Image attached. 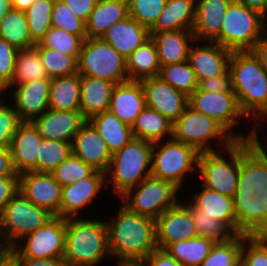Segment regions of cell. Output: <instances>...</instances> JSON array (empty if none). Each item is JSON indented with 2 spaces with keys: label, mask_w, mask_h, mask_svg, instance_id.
Returning a JSON list of instances; mask_svg holds the SVG:
<instances>
[{
  "label": "cell",
  "mask_w": 267,
  "mask_h": 266,
  "mask_svg": "<svg viewBox=\"0 0 267 266\" xmlns=\"http://www.w3.org/2000/svg\"><path fill=\"white\" fill-rule=\"evenodd\" d=\"M19 191L39 208L60 217L62 186L51 173L30 171L19 174Z\"/></svg>",
  "instance_id": "cell-14"
},
{
  "label": "cell",
  "mask_w": 267,
  "mask_h": 266,
  "mask_svg": "<svg viewBox=\"0 0 267 266\" xmlns=\"http://www.w3.org/2000/svg\"><path fill=\"white\" fill-rule=\"evenodd\" d=\"M241 266H267V235H244Z\"/></svg>",
  "instance_id": "cell-50"
},
{
  "label": "cell",
  "mask_w": 267,
  "mask_h": 266,
  "mask_svg": "<svg viewBox=\"0 0 267 266\" xmlns=\"http://www.w3.org/2000/svg\"><path fill=\"white\" fill-rule=\"evenodd\" d=\"M19 191V176L0 177V215L5 206Z\"/></svg>",
  "instance_id": "cell-54"
},
{
  "label": "cell",
  "mask_w": 267,
  "mask_h": 266,
  "mask_svg": "<svg viewBox=\"0 0 267 266\" xmlns=\"http://www.w3.org/2000/svg\"><path fill=\"white\" fill-rule=\"evenodd\" d=\"M254 131L253 139L240 140V171L237 188L267 187V149Z\"/></svg>",
  "instance_id": "cell-16"
},
{
  "label": "cell",
  "mask_w": 267,
  "mask_h": 266,
  "mask_svg": "<svg viewBox=\"0 0 267 266\" xmlns=\"http://www.w3.org/2000/svg\"><path fill=\"white\" fill-rule=\"evenodd\" d=\"M149 38L150 30L130 16L114 23L101 37L124 58H127Z\"/></svg>",
  "instance_id": "cell-27"
},
{
  "label": "cell",
  "mask_w": 267,
  "mask_h": 266,
  "mask_svg": "<svg viewBox=\"0 0 267 266\" xmlns=\"http://www.w3.org/2000/svg\"><path fill=\"white\" fill-rule=\"evenodd\" d=\"M140 82L144 90L146 106L154 109L173 124L187 107L188 97L158 76L142 79Z\"/></svg>",
  "instance_id": "cell-17"
},
{
  "label": "cell",
  "mask_w": 267,
  "mask_h": 266,
  "mask_svg": "<svg viewBox=\"0 0 267 266\" xmlns=\"http://www.w3.org/2000/svg\"><path fill=\"white\" fill-rule=\"evenodd\" d=\"M117 266H141L140 264H117Z\"/></svg>",
  "instance_id": "cell-65"
},
{
  "label": "cell",
  "mask_w": 267,
  "mask_h": 266,
  "mask_svg": "<svg viewBox=\"0 0 267 266\" xmlns=\"http://www.w3.org/2000/svg\"><path fill=\"white\" fill-rule=\"evenodd\" d=\"M196 0H167L150 34L192 29L195 20Z\"/></svg>",
  "instance_id": "cell-31"
},
{
  "label": "cell",
  "mask_w": 267,
  "mask_h": 266,
  "mask_svg": "<svg viewBox=\"0 0 267 266\" xmlns=\"http://www.w3.org/2000/svg\"><path fill=\"white\" fill-rule=\"evenodd\" d=\"M145 107V94L140 81L128 80L115 85L108 110L125 124L131 127Z\"/></svg>",
  "instance_id": "cell-26"
},
{
  "label": "cell",
  "mask_w": 267,
  "mask_h": 266,
  "mask_svg": "<svg viewBox=\"0 0 267 266\" xmlns=\"http://www.w3.org/2000/svg\"><path fill=\"white\" fill-rule=\"evenodd\" d=\"M104 184L105 173L95 170L89 177L62 187L60 217L78 218L80 211L94 202Z\"/></svg>",
  "instance_id": "cell-18"
},
{
  "label": "cell",
  "mask_w": 267,
  "mask_h": 266,
  "mask_svg": "<svg viewBox=\"0 0 267 266\" xmlns=\"http://www.w3.org/2000/svg\"><path fill=\"white\" fill-rule=\"evenodd\" d=\"M0 38L18 50L36 45L31 39L25 12L14 9L0 20Z\"/></svg>",
  "instance_id": "cell-39"
},
{
  "label": "cell",
  "mask_w": 267,
  "mask_h": 266,
  "mask_svg": "<svg viewBox=\"0 0 267 266\" xmlns=\"http://www.w3.org/2000/svg\"><path fill=\"white\" fill-rule=\"evenodd\" d=\"M19 176L14 171L9 147H0V177Z\"/></svg>",
  "instance_id": "cell-57"
},
{
  "label": "cell",
  "mask_w": 267,
  "mask_h": 266,
  "mask_svg": "<svg viewBox=\"0 0 267 266\" xmlns=\"http://www.w3.org/2000/svg\"><path fill=\"white\" fill-rule=\"evenodd\" d=\"M153 143L133 138L121 150L112 154L105 179L121 197L127 190L151 176Z\"/></svg>",
  "instance_id": "cell-4"
},
{
  "label": "cell",
  "mask_w": 267,
  "mask_h": 266,
  "mask_svg": "<svg viewBox=\"0 0 267 266\" xmlns=\"http://www.w3.org/2000/svg\"><path fill=\"white\" fill-rule=\"evenodd\" d=\"M191 45L188 62L195 72L198 84L210 77L222 75L228 70L231 51L216 42L204 41V44Z\"/></svg>",
  "instance_id": "cell-22"
},
{
  "label": "cell",
  "mask_w": 267,
  "mask_h": 266,
  "mask_svg": "<svg viewBox=\"0 0 267 266\" xmlns=\"http://www.w3.org/2000/svg\"><path fill=\"white\" fill-rule=\"evenodd\" d=\"M110 256L117 264H140L158 248L156 220L129 211L121 204L115 217L107 219Z\"/></svg>",
  "instance_id": "cell-1"
},
{
  "label": "cell",
  "mask_w": 267,
  "mask_h": 266,
  "mask_svg": "<svg viewBox=\"0 0 267 266\" xmlns=\"http://www.w3.org/2000/svg\"><path fill=\"white\" fill-rule=\"evenodd\" d=\"M41 79L51 78H49L44 68L38 49L33 46L18 50L15 59L13 78L9 86Z\"/></svg>",
  "instance_id": "cell-38"
},
{
  "label": "cell",
  "mask_w": 267,
  "mask_h": 266,
  "mask_svg": "<svg viewBox=\"0 0 267 266\" xmlns=\"http://www.w3.org/2000/svg\"><path fill=\"white\" fill-rule=\"evenodd\" d=\"M259 120H260V122L267 120V112ZM266 148H267V146H266Z\"/></svg>",
  "instance_id": "cell-66"
},
{
  "label": "cell",
  "mask_w": 267,
  "mask_h": 266,
  "mask_svg": "<svg viewBox=\"0 0 267 266\" xmlns=\"http://www.w3.org/2000/svg\"><path fill=\"white\" fill-rule=\"evenodd\" d=\"M172 138L194 147L199 153L217 151L211 140L216 139L215 144L219 141L221 150L227 149L236 141L218 122L189 105L173 123Z\"/></svg>",
  "instance_id": "cell-6"
},
{
  "label": "cell",
  "mask_w": 267,
  "mask_h": 266,
  "mask_svg": "<svg viewBox=\"0 0 267 266\" xmlns=\"http://www.w3.org/2000/svg\"><path fill=\"white\" fill-rule=\"evenodd\" d=\"M244 6L260 12L267 18V0H237Z\"/></svg>",
  "instance_id": "cell-62"
},
{
  "label": "cell",
  "mask_w": 267,
  "mask_h": 266,
  "mask_svg": "<svg viewBox=\"0 0 267 266\" xmlns=\"http://www.w3.org/2000/svg\"><path fill=\"white\" fill-rule=\"evenodd\" d=\"M72 154L103 173L107 172L112 157L106 142L88 121L80 127L73 139Z\"/></svg>",
  "instance_id": "cell-20"
},
{
  "label": "cell",
  "mask_w": 267,
  "mask_h": 266,
  "mask_svg": "<svg viewBox=\"0 0 267 266\" xmlns=\"http://www.w3.org/2000/svg\"><path fill=\"white\" fill-rule=\"evenodd\" d=\"M157 245L166 249L171 243L197 237L190 211L180 201L156 219Z\"/></svg>",
  "instance_id": "cell-19"
},
{
  "label": "cell",
  "mask_w": 267,
  "mask_h": 266,
  "mask_svg": "<svg viewBox=\"0 0 267 266\" xmlns=\"http://www.w3.org/2000/svg\"><path fill=\"white\" fill-rule=\"evenodd\" d=\"M51 79L34 80L24 84L8 86L2 93L14 87L11 98L12 107L21 122H32L49 109V91Z\"/></svg>",
  "instance_id": "cell-15"
},
{
  "label": "cell",
  "mask_w": 267,
  "mask_h": 266,
  "mask_svg": "<svg viewBox=\"0 0 267 266\" xmlns=\"http://www.w3.org/2000/svg\"><path fill=\"white\" fill-rule=\"evenodd\" d=\"M0 266H20L18 255L11 248H0Z\"/></svg>",
  "instance_id": "cell-60"
},
{
  "label": "cell",
  "mask_w": 267,
  "mask_h": 266,
  "mask_svg": "<svg viewBox=\"0 0 267 266\" xmlns=\"http://www.w3.org/2000/svg\"><path fill=\"white\" fill-rule=\"evenodd\" d=\"M79 75L112 83L128 81L126 58L101 38H86L77 61Z\"/></svg>",
  "instance_id": "cell-10"
},
{
  "label": "cell",
  "mask_w": 267,
  "mask_h": 266,
  "mask_svg": "<svg viewBox=\"0 0 267 266\" xmlns=\"http://www.w3.org/2000/svg\"><path fill=\"white\" fill-rule=\"evenodd\" d=\"M244 234H238L229 242L215 243L200 266H241Z\"/></svg>",
  "instance_id": "cell-43"
},
{
  "label": "cell",
  "mask_w": 267,
  "mask_h": 266,
  "mask_svg": "<svg viewBox=\"0 0 267 266\" xmlns=\"http://www.w3.org/2000/svg\"><path fill=\"white\" fill-rule=\"evenodd\" d=\"M262 190V186H253L250 189L237 188L233 199H254L261 196Z\"/></svg>",
  "instance_id": "cell-61"
},
{
  "label": "cell",
  "mask_w": 267,
  "mask_h": 266,
  "mask_svg": "<svg viewBox=\"0 0 267 266\" xmlns=\"http://www.w3.org/2000/svg\"><path fill=\"white\" fill-rule=\"evenodd\" d=\"M160 66L158 77L176 90L183 92L187 97L198 88L195 72L192 70L188 60L181 63Z\"/></svg>",
  "instance_id": "cell-41"
},
{
  "label": "cell",
  "mask_w": 267,
  "mask_h": 266,
  "mask_svg": "<svg viewBox=\"0 0 267 266\" xmlns=\"http://www.w3.org/2000/svg\"><path fill=\"white\" fill-rule=\"evenodd\" d=\"M106 257L111 258L105 221L66 219L65 266H99Z\"/></svg>",
  "instance_id": "cell-3"
},
{
  "label": "cell",
  "mask_w": 267,
  "mask_h": 266,
  "mask_svg": "<svg viewBox=\"0 0 267 266\" xmlns=\"http://www.w3.org/2000/svg\"><path fill=\"white\" fill-rule=\"evenodd\" d=\"M141 266H183L173 257H171L166 250L157 248L151 252L141 263Z\"/></svg>",
  "instance_id": "cell-55"
},
{
  "label": "cell",
  "mask_w": 267,
  "mask_h": 266,
  "mask_svg": "<svg viewBox=\"0 0 267 266\" xmlns=\"http://www.w3.org/2000/svg\"><path fill=\"white\" fill-rule=\"evenodd\" d=\"M150 37L155 43L160 65L187 61L191 45L200 43L195 40L192 29L154 33Z\"/></svg>",
  "instance_id": "cell-28"
},
{
  "label": "cell",
  "mask_w": 267,
  "mask_h": 266,
  "mask_svg": "<svg viewBox=\"0 0 267 266\" xmlns=\"http://www.w3.org/2000/svg\"><path fill=\"white\" fill-rule=\"evenodd\" d=\"M198 156L194 147L173 138L153 143L151 175L181 190L188 173H197Z\"/></svg>",
  "instance_id": "cell-7"
},
{
  "label": "cell",
  "mask_w": 267,
  "mask_h": 266,
  "mask_svg": "<svg viewBox=\"0 0 267 266\" xmlns=\"http://www.w3.org/2000/svg\"><path fill=\"white\" fill-rule=\"evenodd\" d=\"M214 244L211 239L197 236L171 243L165 250L183 266H200Z\"/></svg>",
  "instance_id": "cell-37"
},
{
  "label": "cell",
  "mask_w": 267,
  "mask_h": 266,
  "mask_svg": "<svg viewBox=\"0 0 267 266\" xmlns=\"http://www.w3.org/2000/svg\"><path fill=\"white\" fill-rule=\"evenodd\" d=\"M54 0H35L25 12L31 39L38 44L52 27L51 17Z\"/></svg>",
  "instance_id": "cell-44"
},
{
  "label": "cell",
  "mask_w": 267,
  "mask_h": 266,
  "mask_svg": "<svg viewBox=\"0 0 267 266\" xmlns=\"http://www.w3.org/2000/svg\"><path fill=\"white\" fill-rule=\"evenodd\" d=\"M94 171L90 165L71 154L51 172V175L64 187L89 177Z\"/></svg>",
  "instance_id": "cell-47"
},
{
  "label": "cell",
  "mask_w": 267,
  "mask_h": 266,
  "mask_svg": "<svg viewBox=\"0 0 267 266\" xmlns=\"http://www.w3.org/2000/svg\"><path fill=\"white\" fill-rule=\"evenodd\" d=\"M227 157L222 156L224 155ZM240 171V141L216 152H201L197 173L203 187L234 198Z\"/></svg>",
  "instance_id": "cell-9"
},
{
  "label": "cell",
  "mask_w": 267,
  "mask_h": 266,
  "mask_svg": "<svg viewBox=\"0 0 267 266\" xmlns=\"http://www.w3.org/2000/svg\"><path fill=\"white\" fill-rule=\"evenodd\" d=\"M18 49L0 38V94L11 84Z\"/></svg>",
  "instance_id": "cell-52"
},
{
  "label": "cell",
  "mask_w": 267,
  "mask_h": 266,
  "mask_svg": "<svg viewBox=\"0 0 267 266\" xmlns=\"http://www.w3.org/2000/svg\"><path fill=\"white\" fill-rule=\"evenodd\" d=\"M20 266H65L63 259L19 258Z\"/></svg>",
  "instance_id": "cell-58"
},
{
  "label": "cell",
  "mask_w": 267,
  "mask_h": 266,
  "mask_svg": "<svg viewBox=\"0 0 267 266\" xmlns=\"http://www.w3.org/2000/svg\"><path fill=\"white\" fill-rule=\"evenodd\" d=\"M180 189L169 181L149 176L127 190L120 198L129 211L156 220L166 209L179 201Z\"/></svg>",
  "instance_id": "cell-11"
},
{
  "label": "cell",
  "mask_w": 267,
  "mask_h": 266,
  "mask_svg": "<svg viewBox=\"0 0 267 266\" xmlns=\"http://www.w3.org/2000/svg\"><path fill=\"white\" fill-rule=\"evenodd\" d=\"M0 94V147H10L11 140L15 134L18 125L21 123L18 114L12 105L4 102Z\"/></svg>",
  "instance_id": "cell-51"
},
{
  "label": "cell",
  "mask_w": 267,
  "mask_h": 266,
  "mask_svg": "<svg viewBox=\"0 0 267 266\" xmlns=\"http://www.w3.org/2000/svg\"><path fill=\"white\" fill-rule=\"evenodd\" d=\"M233 0H196L192 32L195 40L216 42L220 45L223 17Z\"/></svg>",
  "instance_id": "cell-24"
},
{
  "label": "cell",
  "mask_w": 267,
  "mask_h": 266,
  "mask_svg": "<svg viewBox=\"0 0 267 266\" xmlns=\"http://www.w3.org/2000/svg\"><path fill=\"white\" fill-rule=\"evenodd\" d=\"M65 241L66 219L54 216L43 227L23 237L11 249L19 258L63 259Z\"/></svg>",
  "instance_id": "cell-13"
},
{
  "label": "cell",
  "mask_w": 267,
  "mask_h": 266,
  "mask_svg": "<svg viewBox=\"0 0 267 266\" xmlns=\"http://www.w3.org/2000/svg\"><path fill=\"white\" fill-rule=\"evenodd\" d=\"M172 127L168 119L146 106L136 117L131 129L135 139L156 143L172 138Z\"/></svg>",
  "instance_id": "cell-35"
},
{
  "label": "cell",
  "mask_w": 267,
  "mask_h": 266,
  "mask_svg": "<svg viewBox=\"0 0 267 266\" xmlns=\"http://www.w3.org/2000/svg\"><path fill=\"white\" fill-rule=\"evenodd\" d=\"M35 0H12V7L14 10L26 12Z\"/></svg>",
  "instance_id": "cell-63"
},
{
  "label": "cell",
  "mask_w": 267,
  "mask_h": 266,
  "mask_svg": "<svg viewBox=\"0 0 267 266\" xmlns=\"http://www.w3.org/2000/svg\"><path fill=\"white\" fill-rule=\"evenodd\" d=\"M266 30L265 16L233 0L223 17L220 45L231 52L252 51Z\"/></svg>",
  "instance_id": "cell-5"
},
{
  "label": "cell",
  "mask_w": 267,
  "mask_h": 266,
  "mask_svg": "<svg viewBox=\"0 0 267 266\" xmlns=\"http://www.w3.org/2000/svg\"><path fill=\"white\" fill-rule=\"evenodd\" d=\"M228 70L240 110L247 121L256 122L252 125L258 131V121L267 112V71L252 51L232 52Z\"/></svg>",
  "instance_id": "cell-2"
},
{
  "label": "cell",
  "mask_w": 267,
  "mask_h": 266,
  "mask_svg": "<svg viewBox=\"0 0 267 266\" xmlns=\"http://www.w3.org/2000/svg\"><path fill=\"white\" fill-rule=\"evenodd\" d=\"M128 16L127 0H98L86 21L87 38H101L110 26Z\"/></svg>",
  "instance_id": "cell-30"
},
{
  "label": "cell",
  "mask_w": 267,
  "mask_h": 266,
  "mask_svg": "<svg viewBox=\"0 0 267 266\" xmlns=\"http://www.w3.org/2000/svg\"><path fill=\"white\" fill-rule=\"evenodd\" d=\"M80 84V112L86 121L109 109L116 83L80 75Z\"/></svg>",
  "instance_id": "cell-29"
},
{
  "label": "cell",
  "mask_w": 267,
  "mask_h": 266,
  "mask_svg": "<svg viewBox=\"0 0 267 266\" xmlns=\"http://www.w3.org/2000/svg\"><path fill=\"white\" fill-rule=\"evenodd\" d=\"M86 122L81 112L48 109L32 123L42 139L73 142L80 127Z\"/></svg>",
  "instance_id": "cell-23"
},
{
  "label": "cell",
  "mask_w": 267,
  "mask_h": 266,
  "mask_svg": "<svg viewBox=\"0 0 267 266\" xmlns=\"http://www.w3.org/2000/svg\"><path fill=\"white\" fill-rule=\"evenodd\" d=\"M198 88L207 92H233L229 70L222 75L210 77L201 81L198 84Z\"/></svg>",
  "instance_id": "cell-53"
},
{
  "label": "cell",
  "mask_w": 267,
  "mask_h": 266,
  "mask_svg": "<svg viewBox=\"0 0 267 266\" xmlns=\"http://www.w3.org/2000/svg\"><path fill=\"white\" fill-rule=\"evenodd\" d=\"M35 47L40 52V58L49 78L78 73L77 60L73 56L42 47L39 43Z\"/></svg>",
  "instance_id": "cell-46"
},
{
  "label": "cell",
  "mask_w": 267,
  "mask_h": 266,
  "mask_svg": "<svg viewBox=\"0 0 267 266\" xmlns=\"http://www.w3.org/2000/svg\"><path fill=\"white\" fill-rule=\"evenodd\" d=\"M87 36H76L62 29L51 27L39 42L42 47L73 56L77 61Z\"/></svg>",
  "instance_id": "cell-45"
},
{
  "label": "cell",
  "mask_w": 267,
  "mask_h": 266,
  "mask_svg": "<svg viewBox=\"0 0 267 266\" xmlns=\"http://www.w3.org/2000/svg\"><path fill=\"white\" fill-rule=\"evenodd\" d=\"M80 19L87 21L98 0H62Z\"/></svg>",
  "instance_id": "cell-56"
},
{
  "label": "cell",
  "mask_w": 267,
  "mask_h": 266,
  "mask_svg": "<svg viewBox=\"0 0 267 266\" xmlns=\"http://www.w3.org/2000/svg\"><path fill=\"white\" fill-rule=\"evenodd\" d=\"M72 154V143L42 139L37 153V172L51 173Z\"/></svg>",
  "instance_id": "cell-42"
},
{
  "label": "cell",
  "mask_w": 267,
  "mask_h": 266,
  "mask_svg": "<svg viewBox=\"0 0 267 266\" xmlns=\"http://www.w3.org/2000/svg\"><path fill=\"white\" fill-rule=\"evenodd\" d=\"M236 232L248 236L267 235V187L254 199H234Z\"/></svg>",
  "instance_id": "cell-25"
},
{
  "label": "cell",
  "mask_w": 267,
  "mask_h": 266,
  "mask_svg": "<svg viewBox=\"0 0 267 266\" xmlns=\"http://www.w3.org/2000/svg\"><path fill=\"white\" fill-rule=\"evenodd\" d=\"M190 211L197 236L205 237L218 242H229L238 233L226 222L212 219L205 213L196 209L190 202H182Z\"/></svg>",
  "instance_id": "cell-40"
},
{
  "label": "cell",
  "mask_w": 267,
  "mask_h": 266,
  "mask_svg": "<svg viewBox=\"0 0 267 266\" xmlns=\"http://www.w3.org/2000/svg\"><path fill=\"white\" fill-rule=\"evenodd\" d=\"M188 105L218 122L236 141L253 139L254 126L246 134L233 130L246 117L234 92H207L197 88L188 97Z\"/></svg>",
  "instance_id": "cell-12"
},
{
  "label": "cell",
  "mask_w": 267,
  "mask_h": 266,
  "mask_svg": "<svg viewBox=\"0 0 267 266\" xmlns=\"http://www.w3.org/2000/svg\"><path fill=\"white\" fill-rule=\"evenodd\" d=\"M12 0H0V20L11 10Z\"/></svg>",
  "instance_id": "cell-64"
},
{
  "label": "cell",
  "mask_w": 267,
  "mask_h": 266,
  "mask_svg": "<svg viewBox=\"0 0 267 266\" xmlns=\"http://www.w3.org/2000/svg\"><path fill=\"white\" fill-rule=\"evenodd\" d=\"M252 52L267 71V33L255 44Z\"/></svg>",
  "instance_id": "cell-59"
},
{
  "label": "cell",
  "mask_w": 267,
  "mask_h": 266,
  "mask_svg": "<svg viewBox=\"0 0 267 266\" xmlns=\"http://www.w3.org/2000/svg\"><path fill=\"white\" fill-rule=\"evenodd\" d=\"M189 202L212 219L228 223L236 231L234 199L202 186V191L194 193Z\"/></svg>",
  "instance_id": "cell-33"
},
{
  "label": "cell",
  "mask_w": 267,
  "mask_h": 266,
  "mask_svg": "<svg viewBox=\"0 0 267 266\" xmlns=\"http://www.w3.org/2000/svg\"><path fill=\"white\" fill-rule=\"evenodd\" d=\"M106 142L111 154L121 150L134 137L130 126L109 110L87 120Z\"/></svg>",
  "instance_id": "cell-32"
},
{
  "label": "cell",
  "mask_w": 267,
  "mask_h": 266,
  "mask_svg": "<svg viewBox=\"0 0 267 266\" xmlns=\"http://www.w3.org/2000/svg\"><path fill=\"white\" fill-rule=\"evenodd\" d=\"M42 137L32 122H21L10 144L11 161L17 174L37 172V153Z\"/></svg>",
  "instance_id": "cell-21"
},
{
  "label": "cell",
  "mask_w": 267,
  "mask_h": 266,
  "mask_svg": "<svg viewBox=\"0 0 267 266\" xmlns=\"http://www.w3.org/2000/svg\"><path fill=\"white\" fill-rule=\"evenodd\" d=\"M160 67L157 49L151 37L126 58L129 80L157 77Z\"/></svg>",
  "instance_id": "cell-36"
},
{
  "label": "cell",
  "mask_w": 267,
  "mask_h": 266,
  "mask_svg": "<svg viewBox=\"0 0 267 266\" xmlns=\"http://www.w3.org/2000/svg\"><path fill=\"white\" fill-rule=\"evenodd\" d=\"M79 73L51 78L49 109L80 112Z\"/></svg>",
  "instance_id": "cell-34"
},
{
  "label": "cell",
  "mask_w": 267,
  "mask_h": 266,
  "mask_svg": "<svg viewBox=\"0 0 267 266\" xmlns=\"http://www.w3.org/2000/svg\"><path fill=\"white\" fill-rule=\"evenodd\" d=\"M129 16L149 30L157 22L167 0H127Z\"/></svg>",
  "instance_id": "cell-49"
},
{
  "label": "cell",
  "mask_w": 267,
  "mask_h": 266,
  "mask_svg": "<svg viewBox=\"0 0 267 266\" xmlns=\"http://www.w3.org/2000/svg\"><path fill=\"white\" fill-rule=\"evenodd\" d=\"M51 25L76 36H87L86 22L78 18L62 0H54Z\"/></svg>",
  "instance_id": "cell-48"
},
{
  "label": "cell",
  "mask_w": 267,
  "mask_h": 266,
  "mask_svg": "<svg viewBox=\"0 0 267 266\" xmlns=\"http://www.w3.org/2000/svg\"><path fill=\"white\" fill-rule=\"evenodd\" d=\"M53 217L18 191L0 215V248H12L23 237L43 227Z\"/></svg>",
  "instance_id": "cell-8"
}]
</instances>
